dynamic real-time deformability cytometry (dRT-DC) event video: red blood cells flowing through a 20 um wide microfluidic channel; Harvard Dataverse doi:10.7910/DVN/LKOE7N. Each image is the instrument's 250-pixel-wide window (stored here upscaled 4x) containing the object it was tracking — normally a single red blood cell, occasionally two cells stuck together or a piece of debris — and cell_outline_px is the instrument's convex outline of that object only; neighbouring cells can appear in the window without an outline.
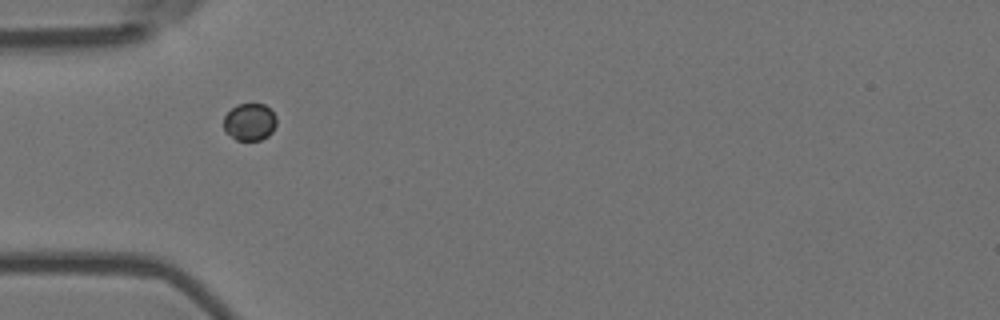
{"species": "Egyptian fruit bat (a non-hibernating species)", "species_latin": "Rousettus aegyptiacus", "temperature_condition": "room temperature", "stored_images_in_passage": 9, "camera_frame_rate_fps": 3000, "um_per_image_px": 0.085, "animal": {"sex": "female"}, "frame": {"image": 1, "passage_image": 4, "time_ms": 1.0, "image_size_px": [1000, 320], "cell_outline_px": [[276, 124], [272, 132], [268, 136], [260, 140], [236, 140], [224, 132], [224, 116], [236, 104], [264, 104], [276, 116]], "centroid_in_image_um": [21.21, 10.37], "position_along_channel_um": 63.8, "area_um2": 11.5}}
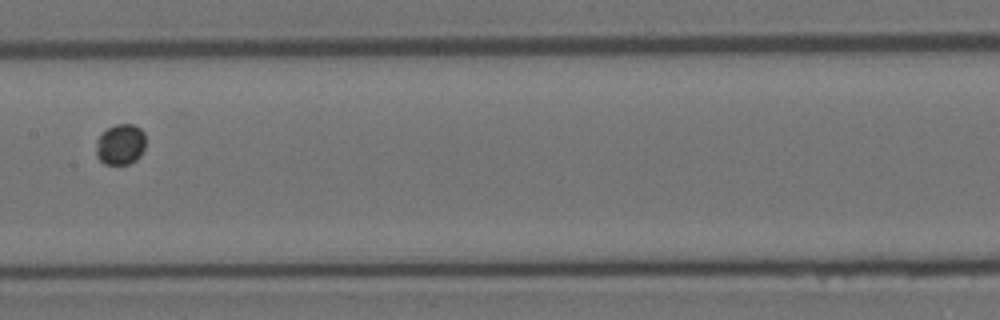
{"frame": {"image": 2, "passage_image": 7, "time_ms": 2.0, "image_size_px": [1000, 320], "cell_outline_px": [[144, 148], [140, 156], [136, 160], [128, 164], [104, 164], [96, 156], [96, 140], [108, 128], [116, 124], [132, 124], [140, 128], [144, 132]], "centroid_in_image_um": [10.23, 12.28], "position_along_channel_um": 197.2, "area_um2": 11.73}}
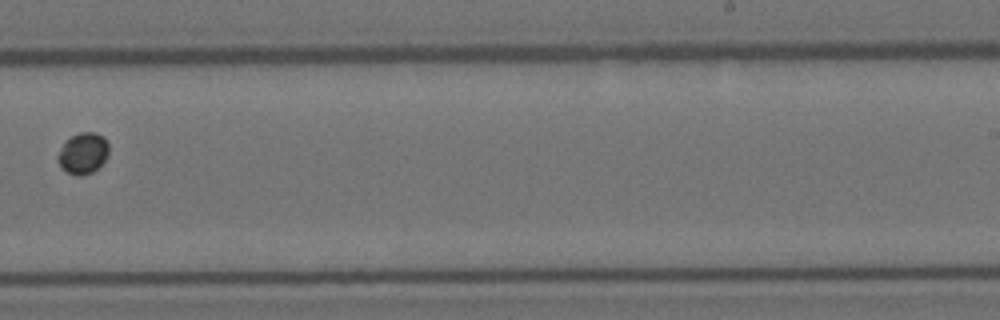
{"frame": {"image": 3, "passage_image": 9, "time_ms": 2.667, "image_size_px": [1000, 320], "cell_outline_px": [[108, 152], [104, 160], [92, 172], [80, 176], [76, 176], [60, 168], [56, 156], [64, 144], [72, 136], [80, 132], [96, 132], [104, 136], [108, 144]], "centroid_in_image_um": [7.05, 13.02], "position_along_channel_um": 282.0, "area_um2": 12.08}}